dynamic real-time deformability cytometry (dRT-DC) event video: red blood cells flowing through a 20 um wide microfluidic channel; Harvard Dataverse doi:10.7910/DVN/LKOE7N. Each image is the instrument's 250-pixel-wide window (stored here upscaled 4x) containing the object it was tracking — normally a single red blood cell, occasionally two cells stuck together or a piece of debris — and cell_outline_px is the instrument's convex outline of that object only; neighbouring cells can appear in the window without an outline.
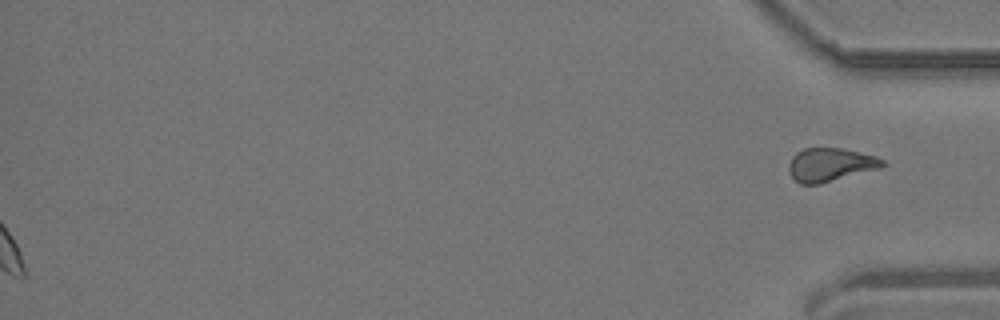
{"species": "common noctule bat (a hibernating species)", "species_latin": "Nyctalus noctula", "temperature_condition": "room temperature", "stored_images_in_passage": 53, "segment_of_instrument_passage": [2, 2], "camera_frame_rate_fps": 3000, "um_per_image_px": 0.085, "animal": {"sex": "male", "body_mass_g": 19.2, "forearm_length_mm": 51.8}, "frame": {"image": 1, "passage_image": 53, "time_ms": 17.333, "image_size_px": [1000, 320], "cell_outline_px": [[884, 164], [880, 168], [820, 184], [800, 184], [792, 176], [788, 168], [788, 164], [792, 156], [796, 152], [804, 148], [844, 148], [876, 156], [884, 160]], "centroid_in_image_um": [70.56, 13.99], "position_along_channel_um": 364.6, "area_um2": 18.26}}